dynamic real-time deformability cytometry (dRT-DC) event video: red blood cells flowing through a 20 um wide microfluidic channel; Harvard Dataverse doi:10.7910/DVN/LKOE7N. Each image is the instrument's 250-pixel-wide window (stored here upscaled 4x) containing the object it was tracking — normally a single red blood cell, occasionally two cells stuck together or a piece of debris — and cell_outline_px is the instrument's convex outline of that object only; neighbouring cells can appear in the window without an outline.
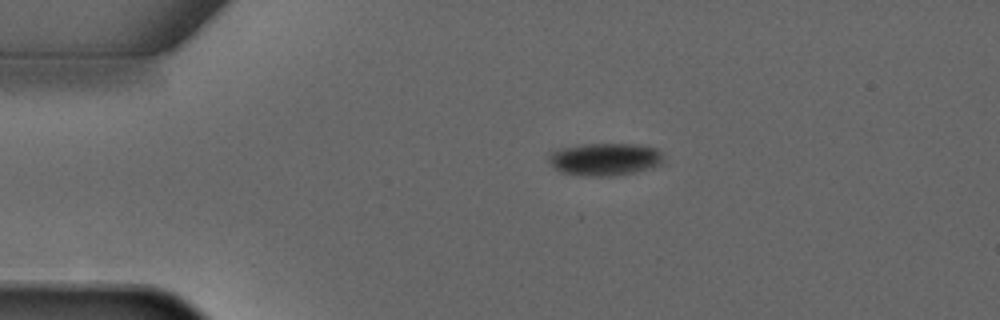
{"species": "common noctule bat (a hibernating species)", "species_latin": "Nyctalus noctula", "temperature_condition": "warm", "stored_images_in_passage": 2, "camera_frame_rate_fps": 3000, "um_per_image_px": 0.085, "animal": {"sex": "male", "forearm_length_mm": 52.5}, "frame": {"image": 1, "passage_image": 1, "time_ms": 0.0, "image_size_px": [1000, 320], "cell_outline_px": [[660, 164], [648, 168], [632, 172], [612, 176], [584, 176], [560, 172], [548, 160], [548, 156], [552, 152], [564, 148], [584, 144], [636, 144], [656, 148], [660, 152]], "centroid_in_image_um": [51.37, 13.54], "position_along_channel_um": 33.6, "area_um2": 21.27}}